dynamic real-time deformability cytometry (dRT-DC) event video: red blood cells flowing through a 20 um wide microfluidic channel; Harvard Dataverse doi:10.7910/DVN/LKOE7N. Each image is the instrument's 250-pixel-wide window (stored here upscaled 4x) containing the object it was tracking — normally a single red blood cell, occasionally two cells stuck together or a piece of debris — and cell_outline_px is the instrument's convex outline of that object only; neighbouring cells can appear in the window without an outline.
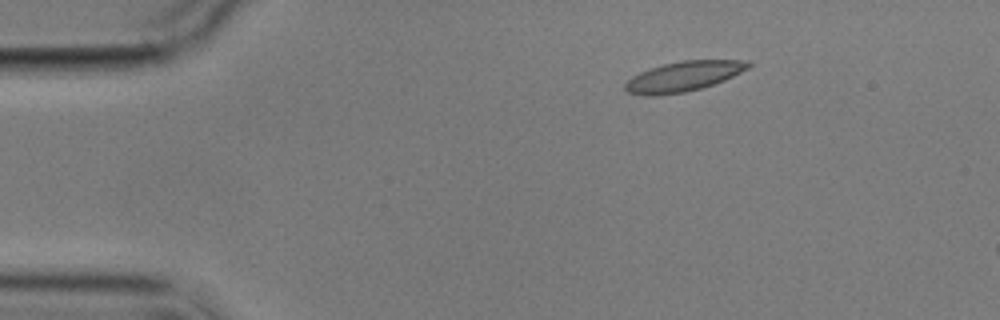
{"species": "common noctule bat (a hibernating species)", "species_latin": "Nyctalus noctula", "temperature_condition": "cold", "stored_images_in_passage": 3, "camera_frame_rate_fps": 3000, "um_per_image_px": 0.085, "animal": {"sex": "male", "body_mass_g": 17.9}, "frame": {"image": 1, "passage_image": 1, "time_ms": 0.0, "image_size_px": [1000, 320], "cell_outline_px": [[752, 64], [748, 68], [724, 80], [700, 88], [684, 92], [656, 96], [644, 96], [628, 92], [624, 88], [624, 84], [632, 76], [648, 68], [680, 60], [748, 60]], "centroid_in_image_um": [58.06, 6.49], "position_along_channel_um": 26.9, "area_um2": 21.5}}